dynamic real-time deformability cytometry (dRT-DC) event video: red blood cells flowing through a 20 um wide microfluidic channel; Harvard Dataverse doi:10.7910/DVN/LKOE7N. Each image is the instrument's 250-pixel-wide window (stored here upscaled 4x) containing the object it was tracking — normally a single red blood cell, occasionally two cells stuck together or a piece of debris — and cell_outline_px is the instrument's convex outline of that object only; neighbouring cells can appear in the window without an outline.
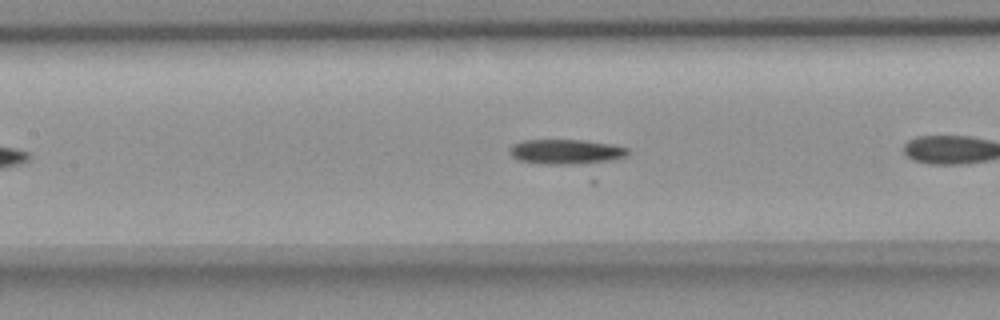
{"species": "common noctule bat (a hibernating species)", "species_latin": "Nyctalus noctula", "temperature_condition": "room temperature", "stored_images_in_passage": 24, "camera_frame_rate_fps": 3000, "um_per_image_px": 0.085, "animal": {"sex": "female", "body_mass_g": 18.4}, "frame": {"image": 1, "passage_image": 10, "time_ms": 3.0, "image_size_px": [1000, 320], "cell_outline_px": [[628, 156], [616, 160], [596, 164], [544, 164], [520, 160], [512, 156], [508, 152], [508, 148], [512, 144], [524, 140], [584, 140], [612, 144], [628, 148]], "centroid_in_image_um": [48.17, 12.91], "position_along_channel_um": 159.2, "area_um2": 17.57}}
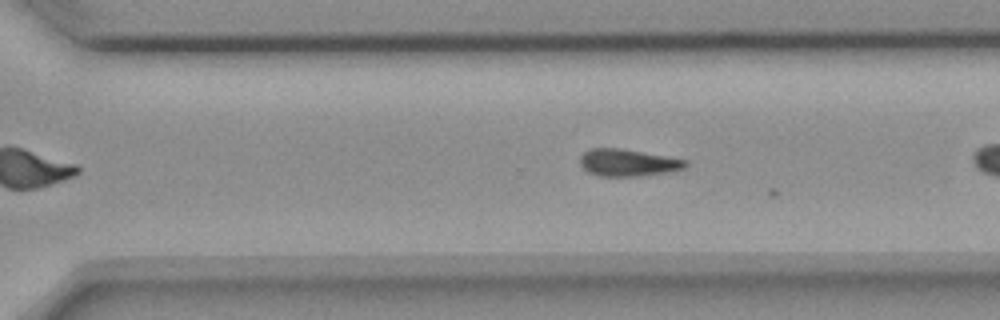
{"frame": {"image": 2, "passage_image": 23, "time_ms": 7.333, "image_size_px": [1000, 320], "cell_outline_px": [[688, 164], [684, 168], [668, 172], [636, 176], [600, 176], [588, 172], [580, 164], [580, 156], [588, 148], [620, 148], [664, 156], [684, 160]], "centroid_in_image_um": [53.31, 13.82], "position_along_channel_um": 317.3, "area_um2": 16.42}}